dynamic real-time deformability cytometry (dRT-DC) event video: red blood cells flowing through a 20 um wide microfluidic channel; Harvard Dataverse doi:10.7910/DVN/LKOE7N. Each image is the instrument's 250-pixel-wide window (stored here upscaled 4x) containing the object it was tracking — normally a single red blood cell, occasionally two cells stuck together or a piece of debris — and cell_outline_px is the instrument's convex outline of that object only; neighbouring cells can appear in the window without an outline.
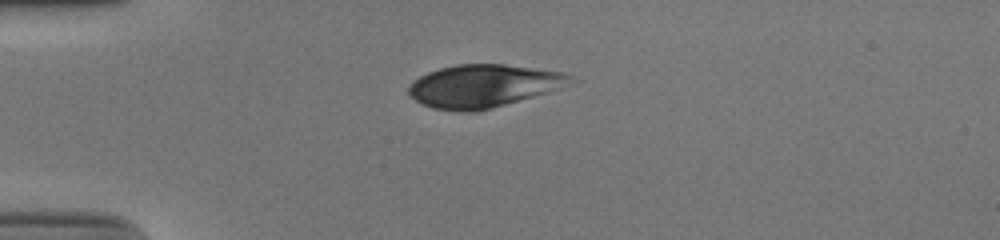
{"species": "human", "species_latin": "Homo sapiens", "temperature_condition": "cold", "stored_images_in_passage": 40, "camera_frame_rate_fps": 3000, "um_per_image_px": 0.085, "donor": {"sex": "male"}, "frame": {"image": 1, "passage_image": 1, "time_ms": 0.0, "image_size_px": [1000, 240], "cell_outline_px": [[580, 80], [564, 88], [492, 108], [476, 112], [468, 112], [432, 108], [416, 100], [408, 92], [408, 88], [420, 76], [428, 72], [440, 68], [456, 64], [504, 64], [564, 72], [576, 76]], "centroid_in_image_um": [41.21, 7.3], "position_along_channel_um": 43.8, "area_um2": 40.63}}
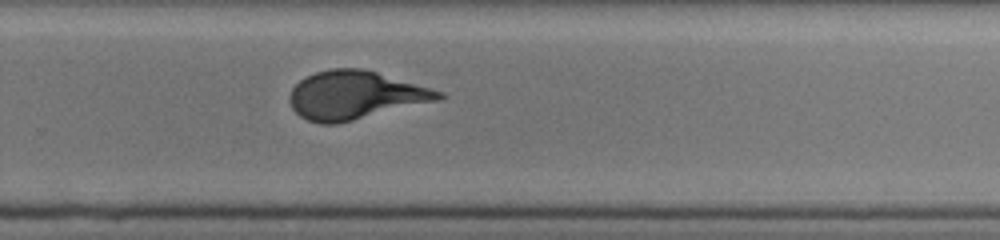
{"frame": {"image": 2, "passage_image": 23, "time_ms": 7.333, "image_size_px": [1000, 240], "cell_outline_px": [[448, 96], [440, 100], [336, 124], [320, 124], [308, 120], [300, 116], [292, 108], [292, 88], [304, 76], [316, 72], [332, 68], [360, 68], [376, 72], [444, 92]], "centroid_in_image_um": [30.22, 8.09], "position_along_channel_um": 299.6, "area_um2": 41.56}}
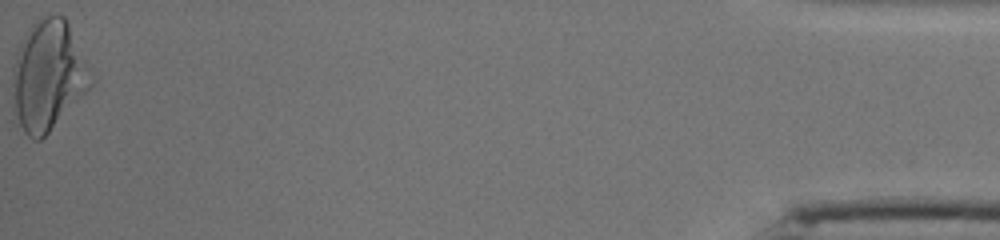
{"frame": {"image": 3, "passage_image": 40, "time_ms": 13.0, "image_size_px": [1000, 240], "cell_outline_px": [[96, 80], [92, 88], [40, 140], [32, 140], [24, 132], [12, 108], [12, 72], [20, 44], [28, 28], [40, 16], [56, 12], [64, 16]], "centroid_in_image_um": [4.11, 6.42], "position_along_channel_um": 431.1, "area_um2": 50.75}, "authors_computed_cell_mechanics": {"area_um2": 41.7027, "velocity_mm_per_s": 3.9036, "shape_relaxation_time_tau1_ms": 3.7308, "shape_relaxation_time_tau2_ms": null, "deformation_change_tau1": 0.1855, "deformation_change_tau2": null}}